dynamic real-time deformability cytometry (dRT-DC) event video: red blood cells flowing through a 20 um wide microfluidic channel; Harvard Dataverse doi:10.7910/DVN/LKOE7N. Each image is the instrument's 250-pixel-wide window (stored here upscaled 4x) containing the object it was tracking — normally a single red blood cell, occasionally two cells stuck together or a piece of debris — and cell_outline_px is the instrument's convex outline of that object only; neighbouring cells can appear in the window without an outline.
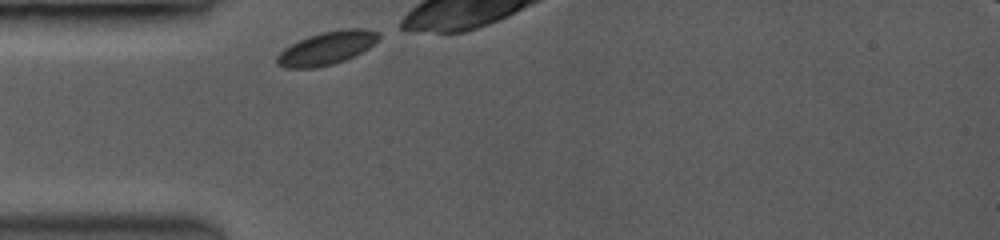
{"species": "common noctule bat (a hibernating species)", "species_latin": "Nyctalus noctula", "temperature_condition": "room temperature", "stored_images_in_passage": 20, "camera_frame_rate_fps": 3500, "um_per_image_px": 0.085, "animal": {"sex": "female", "body_mass_g": 19.0, "forearm_length_mm": 53.3}, "frame": {"image": 1, "passage_image": 1, "time_ms": 0.0, "image_size_px": [1000, 240], "cell_outline_px": [[380, 36], [368, 48], [344, 60], [332, 64], [316, 68], [284, 68], [276, 64], [276, 56], [284, 48], [308, 36], [320, 32], [344, 28], [364, 28], [380, 32]], "centroid_in_image_um": [27.75, 4.08], "position_along_channel_um": 57.3, "area_um2": 19.59}}